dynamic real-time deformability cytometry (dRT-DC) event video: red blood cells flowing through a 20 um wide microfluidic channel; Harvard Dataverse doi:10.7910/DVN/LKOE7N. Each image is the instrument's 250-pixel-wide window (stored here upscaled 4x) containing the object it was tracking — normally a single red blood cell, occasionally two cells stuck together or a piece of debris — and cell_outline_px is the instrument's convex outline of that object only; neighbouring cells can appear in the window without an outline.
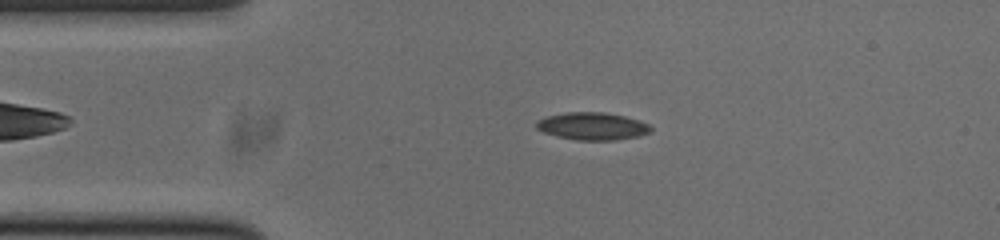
{"species": "common noctule bat (a hibernating species)", "species_latin": "Nyctalus noctula", "temperature_condition": "cold", "stored_images_in_passage": 49, "camera_frame_rate_fps": 3000, "um_per_image_px": 0.085, "animal": {"sex": "male", "body_mass_g": 20.0, "forearm_length_mm": 53.3}, "frame": {"image": 1, "passage_image": 6, "time_ms": 1.667, "image_size_px": [1000, 240], "cell_outline_px": [[652, 132], [640, 136], [616, 140], [576, 140], [556, 136], [544, 132], [536, 128], [536, 120], [548, 116], [568, 112], [604, 112], [624, 116], [640, 120], [648, 124], [652, 128]], "centroid_in_image_um": [50.38, 10.73], "position_along_channel_um": 34.6, "area_um2": 18.44}}
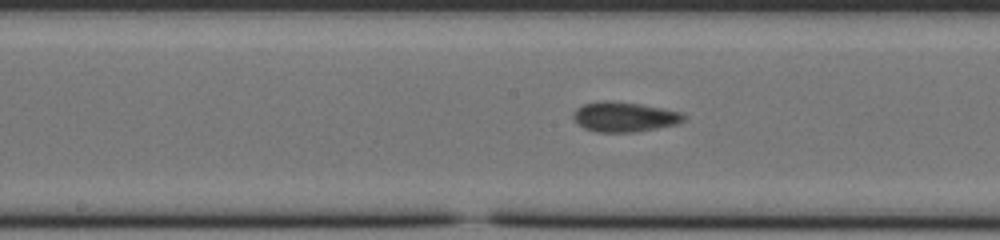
{"frame": {"image": 2, "passage_image": 21, "time_ms": 6.667, "image_size_px": [1000, 240], "cell_outline_px": [[684, 120], [680, 124], [636, 132], [596, 132], [584, 128], [572, 116], [572, 112], [576, 108], [584, 104], [600, 100], [608, 100], [640, 104], [680, 112], [684, 116]], "centroid_in_image_um": [53.05, 9.93], "position_along_channel_um": 195.1, "area_um2": 19.25}}
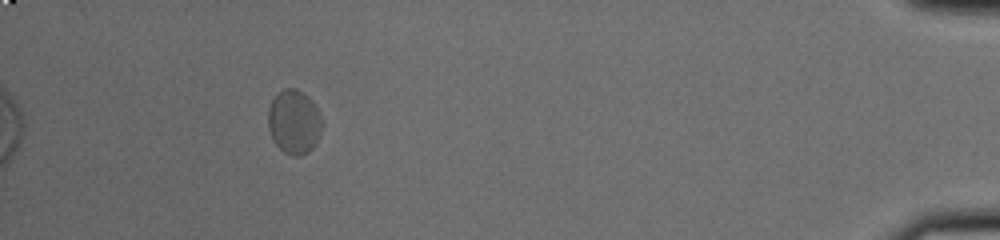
{"frame": {"image": 3, "passage_image": 44, "time_ms": 14.333, "image_size_px": [1000, 240], "cell_outline_px": [[324, 124], [320, 136], [316, 144], [308, 152], [300, 156], [292, 156], [284, 152], [272, 140], [268, 128], [268, 108], [276, 92], [284, 88], [296, 88], [304, 92], [312, 100]], "centroid_in_image_um": [25.0, 10.35], "position_along_channel_um": 410.2, "area_um2": 20.63}, "authors_computed_cell_mechanics": {"area_um2": 18.6116, "velocity_mm_per_s": 3.7348, "shape_relaxation_time_tau1_ms": 3.8635, "shape_relaxation_time_tau2_ms": 1.6548, "deformation_change_tau1": 0.0916, "deformation_change_tau2": 0.0738}}